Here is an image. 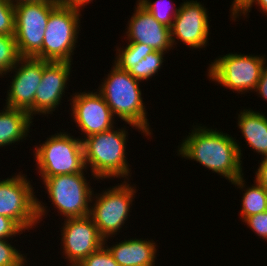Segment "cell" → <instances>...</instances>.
<instances>
[{
  "label": "cell",
  "instance_id": "6da1fadb",
  "mask_svg": "<svg viewBox=\"0 0 267 266\" xmlns=\"http://www.w3.org/2000/svg\"><path fill=\"white\" fill-rule=\"evenodd\" d=\"M194 159L226 177L232 184L245 187L241 168V150L230 135L198 126L183 140L178 154Z\"/></svg>",
  "mask_w": 267,
  "mask_h": 266
},
{
  "label": "cell",
  "instance_id": "7a4b0ae2",
  "mask_svg": "<svg viewBox=\"0 0 267 266\" xmlns=\"http://www.w3.org/2000/svg\"><path fill=\"white\" fill-rule=\"evenodd\" d=\"M140 80L134 78L128 71L120 69L116 64L102 82L99 93L103 96L114 116L118 115L127 124L150 135L146 110L139 88Z\"/></svg>",
  "mask_w": 267,
  "mask_h": 266
},
{
  "label": "cell",
  "instance_id": "3957f363",
  "mask_svg": "<svg viewBox=\"0 0 267 266\" xmlns=\"http://www.w3.org/2000/svg\"><path fill=\"white\" fill-rule=\"evenodd\" d=\"M126 134L125 129L115 131L113 127L82 140L84 163L90 165L94 178H124L130 174L125 159Z\"/></svg>",
  "mask_w": 267,
  "mask_h": 266
},
{
  "label": "cell",
  "instance_id": "277c9868",
  "mask_svg": "<svg viewBox=\"0 0 267 266\" xmlns=\"http://www.w3.org/2000/svg\"><path fill=\"white\" fill-rule=\"evenodd\" d=\"M35 158L41 177L67 175L84 172L82 139H75L67 133L52 135L35 148Z\"/></svg>",
  "mask_w": 267,
  "mask_h": 266
},
{
  "label": "cell",
  "instance_id": "5b68a950",
  "mask_svg": "<svg viewBox=\"0 0 267 266\" xmlns=\"http://www.w3.org/2000/svg\"><path fill=\"white\" fill-rule=\"evenodd\" d=\"M79 17V11L58 4L49 15L42 49L34 57L44 61L71 63L79 32Z\"/></svg>",
  "mask_w": 267,
  "mask_h": 266
},
{
  "label": "cell",
  "instance_id": "8992f818",
  "mask_svg": "<svg viewBox=\"0 0 267 266\" xmlns=\"http://www.w3.org/2000/svg\"><path fill=\"white\" fill-rule=\"evenodd\" d=\"M33 193L23 175L0 181V215L12 219L22 230L32 228L46 214Z\"/></svg>",
  "mask_w": 267,
  "mask_h": 266
},
{
  "label": "cell",
  "instance_id": "52a82bcc",
  "mask_svg": "<svg viewBox=\"0 0 267 266\" xmlns=\"http://www.w3.org/2000/svg\"><path fill=\"white\" fill-rule=\"evenodd\" d=\"M58 1L23 2L15 7V41L21 57H34L41 49L51 11Z\"/></svg>",
  "mask_w": 267,
  "mask_h": 266
},
{
  "label": "cell",
  "instance_id": "ba28073f",
  "mask_svg": "<svg viewBox=\"0 0 267 266\" xmlns=\"http://www.w3.org/2000/svg\"><path fill=\"white\" fill-rule=\"evenodd\" d=\"M265 62L262 56L229 53L212 62L208 76L222 86L245 93L256 89Z\"/></svg>",
  "mask_w": 267,
  "mask_h": 266
},
{
  "label": "cell",
  "instance_id": "9c48e42d",
  "mask_svg": "<svg viewBox=\"0 0 267 266\" xmlns=\"http://www.w3.org/2000/svg\"><path fill=\"white\" fill-rule=\"evenodd\" d=\"M83 172L42 177L52 203L67 218L90 215L92 192Z\"/></svg>",
  "mask_w": 267,
  "mask_h": 266
},
{
  "label": "cell",
  "instance_id": "30bf717a",
  "mask_svg": "<svg viewBox=\"0 0 267 266\" xmlns=\"http://www.w3.org/2000/svg\"><path fill=\"white\" fill-rule=\"evenodd\" d=\"M125 183V184H124ZM122 185L114 186L100 196L90 209V217L97 226L99 233L105 239L108 236L117 234L124 225L130 205L133 202V195L136 192L130 184L125 181Z\"/></svg>",
  "mask_w": 267,
  "mask_h": 266
},
{
  "label": "cell",
  "instance_id": "8fae6325",
  "mask_svg": "<svg viewBox=\"0 0 267 266\" xmlns=\"http://www.w3.org/2000/svg\"><path fill=\"white\" fill-rule=\"evenodd\" d=\"M62 242L64 255L70 266H77L91 253L105 245V241L90 216L64 219Z\"/></svg>",
  "mask_w": 267,
  "mask_h": 266
},
{
  "label": "cell",
  "instance_id": "7c38bea8",
  "mask_svg": "<svg viewBox=\"0 0 267 266\" xmlns=\"http://www.w3.org/2000/svg\"><path fill=\"white\" fill-rule=\"evenodd\" d=\"M13 69L18 70L12 78L5 107L24 110L32 117L34 97L43 74V60L21 57Z\"/></svg>",
  "mask_w": 267,
  "mask_h": 266
},
{
  "label": "cell",
  "instance_id": "4fadbf2b",
  "mask_svg": "<svg viewBox=\"0 0 267 266\" xmlns=\"http://www.w3.org/2000/svg\"><path fill=\"white\" fill-rule=\"evenodd\" d=\"M170 32L172 46L175 43V37L192 48L206 46L209 34L206 8L197 1L182 3L173 20Z\"/></svg>",
  "mask_w": 267,
  "mask_h": 266
},
{
  "label": "cell",
  "instance_id": "5bb4252c",
  "mask_svg": "<svg viewBox=\"0 0 267 266\" xmlns=\"http://www.w3.org/2000/svg\"><path fill=\"white\" fill-rule=\"evenodd\" d=\"M98 92L76 93L72 101L75 123L87 137L112 129L113 114L103 96Z\"/></svg>",
  "mask_w": 267,
  "mask_h": 266
},
{
  "label": "cell",
  "instance_id": "9a60e30c",
  "mask_svg": "<svg viewBox=\"0 0 267 266\" xmlns=\"http://www.w3.org/2000/svg\"><path fill=\"white\" fill-rule=\"evenodd\" d=\"M70 66L69 62L43 60V74L34 97V114H49L60 104L67 87Z\"/></svg>",
  "mask_w": 267,
  "mask_h": 266
},
{
  "label": "cell",
  "instance_id": "2e32d148",
  "mask_svg": "<svg viewBox=\"0 0 267 266\" xmlns=\"http://www.w3.org/2000/svg\"><path fill=\"white\" fill-rule=\"evenodd\" d=\"M135 9L126 32L129 42L142 43L161 52L171 49L170 28L158 22L139 2Z\"/></svg>",
  "mask_w": 267,
  "mask_h": 266
},
{
  "label": "cell",
  "instance_id": "e0dca14e",
  "mask_svg": "<svg viewBox=\"0 0 267 266\" xmlns=\"http://www.w3.org/2000/svg\"><path fill=\"white\" fill-rule=\"evenodd\" d=\"M155 242L130 239L121 241L107 249L120 266H154L156 256Z\"/></svg>",
  "mask_w": 267,
  "mask_h": 266
},
{
  "label": "cell",
  "instance_id": "ac0fdd59",
  "mask_svg": "<svg viewBox=\"0 0 267 266\" xmlns=\"http://www.w3.org/2000/svg\"><path fill=\"white\" fill-rule=\"evenodd\" d=\"M238 126L246 143L256 152L267 157V118L253 110H243L238 115Z\"/></svg>",
  "mask_w": 267,
  "mask_h": 266
},
{
  "label": "cell",
  "instance_id": "d6986e66",
  "mask_svg": "<svg viewBox=\"0 0 267 266\" xmlns=\"http://www.w3.org/2000/svg\"><path fill=\"white\" fill-rule=\"evenodd\" d=\"M0 112V147L25 138L33 117L24 110L6 107Z\"/></svg>",
  "mask_w": 267,
  "mask_h": 266
},
{
  "label": "cell",
  "instance_id": "ffe728a7",
  "mask_svg": "<svg viewBox=\"0 0 267 266\" xmlns=\"http://www.w3.org/2000/svg\"><path fill=\"white\" fill-rule=\"evenodd\" d=\"M249 187L242 197V219L267 211V191L257 181Z\"/></svg>",
  "mask_w": 267,
  "mask_h": 266
},
{
  "label": "cell",
  "instance_id": "44dd1931",
  "mask_svg": "<svg viewBox=\"0 0 267 266\" xmlns=\"http://www.w3.org/2000/svg\"><path fill=\"white\" fill-rule=\"evenodd\" d=\"M118 56L114 64H116L120 69L130 71L132 68L138 64L139 61L144 59L149 53L154 50L145 44L129 42L124 49L118 50Z\"/></svg>",
  "mask_w": 267,
  "mask_h": 266
},
{
  "label": "cell",
  "instance_id": "7402d4cb",
  "mask_svg": "<svg viewBox=\"0 0 267 266\" xmlns=\"http://www.w3.org/2000/svg\"><path fill=\"white\" fill-rule=\"evenodd\" d=\"M20 58L15 36L0 34V76L12 71Z\"/></svg>",
  "mask_w": 267,
  "mask_h": 266
},
{
  "label": "cell",
  "instance_id": "603a6c76",
  "mask_svg": "<svg viewBox=\"0 0 267 266\" xmlns=\"http://www.w3.org/2000/svg\"><path fill=\"white\" fill-rule=\"evenodd\" d=\"M164 52L156 51L149 53L144 59L138 62L129 73L138 80H147L154 76L163 63Z\"/></svg>",
  "mask_w": 267,
  "mask_h": 266
},
{
  "label": "cell",
  "instance_id": "cb8c5ba5",
  "mask_svg": "<svg viewBox=\"0 0 267 266\" xmlns=\"http://www.w3.org/2000/svg\"><path fill=\"white\" fill-rule=\"evenodd\" d=\"M139 4L147 10L158 22L161 24L171 28L173 24V20L178 13V9H174L173 11H169L170 8L168 2H164V0H156L151 3L149 0H138ZM166 3V4H164ZM171 12V13H170ZM173 13V14H172ZM173 15V17H172Z\"/></svg>",
  "mask_w": 267,
  "mask_h": 266
},
{
  "label": "cell",
  "instance_id": "d4e9b609",
  "mask_svg": "<svg viewBox=\"0 0 267 266\" xmlns=\"http://www.w3.org/2000/svg\"><path fill=\"white\" fill-rule=\"evenodd\" d=\"M0 34L15 36V7L7 0H0Z\"/></svg>",
  "mask_w": 267,
  "mask_h": 266
},
{
  "label": "cell",
  "instance_id": "484cf974",
  "mask_svg": "<svg viewBox=\"0 0 267 266\" xmlns=\"http://www.w3.org/2000/svg\"><path fill=\"white\" fill-rule=\"evenodd\" d=\"M77 266H120V265L116 263L110 251L103 245L97 251L91 253L87 258L83 259Z\"/></svg>",
  "mask_w": 267,
  "mask_h": 266
},
{
  "label": "cell",
  "instance_id": "4316f807",
  "mask_svg": "<svg viewBox=\"0 0 267 266\" xmlns=\"http://www.w3.org/2000/svg\"><path fill=\"white\" fill-rule=\"evenodd\" d=\"M6 240L0 239V266H18L22 261L26 262L23 255Z\"/></svg>",
  "mask_w": 267,
  "mask_h": 266
},
{
  "label": "cell",
  "instance_id": "83f0119b",
  "mask_svg": "<svg viewBox=\"0 0 267 266\" xmlns=\"http://www.w3.org/2000/svg\"><path fill=\"white\" fill-rule=\"evenodd\" d=\"M244 222L257 233L258 236L267 240V211L251 215Z\"/></svg>",
  "mask_w": 267,
  "mask_h": 266
},
{
  "label": "cell",
  "instance_id": "f1b7e54d",
  "mask_svg": "<svg viewBox=\"0 0 267 266\" xmlns=\"http://www.w3.org/2000/svg\"><path fill=\"white\" fill-rule=\"evenodd\" d=\"M256 3L260 6V9L263 10L264 13L267 15V0H238L233 6H232V17L235 20L238 14L241 13L245 16L248 11L251 9L253 3Z\"/></svg>",
  "mask_w": 267,
  "mask_h": 266
},
{
  "label": "cell",
  "instance_id": "f546056e",
  "mask_svg": "<svg viewBox=\"0 0 267 266\" xmlns=\"http://www.w3.org/2000/svg\"><path fill=\"white\" fill-rule=\"evenodd\" d=\"M23 230L10 218L0 215V239H9Z\"/></svg>",
  "mask_w": 267,
  "mask_h": 266
},
{
  "label": "cell",
  "instance_id": "4dcf8cb0",
  "mask_svg": "<svg viewBox=\"0 0 267 266\" xmlns=\"http://www.w3.org/2000/svg\"><path fill=\"white\" fill-rule=\"evenodd\" d=\"M267 191V157L263 158L256 172V180Z\"/></svg>",
  "mask_w": 267,
  "mask_h": 266
},
{
  "label": "cell",
  "instance_id": "1f68e13d",
  "mask_svg": "<svg viewBox=\"0 0 267 266\" xmlns=\"http://www.w3.org/2000/svg\"><path fill=\"white\" fill-rule=\"evenodd\" d=\"M259 94L267 100V66L262 69L260 80L255 89Z\"/></svg>",
  "mask_w": 267,
  "mask_h": 266
},
{
  "label": "cell",
  "instance_id": "d6a6232c",
  "mask_svg": "<svg viewBox=\"0 0 267 266\" xmlns=\"http://www.w3.org/2000/svg\"><path fill=\"white\" fill-rule=\"evenodd\" d=\"M90 1H92V0H58V3L60 5L69 7L71 9H73V10H76V11H79L80 12V9L79 8L85 6Z\"/></svg>",
  "mask_w": 267,
  "mask_h": 266
},
{
  "label": "cell",
  "instance_id": "836d02e7",
  "mask_svg": "<svg viewBox=\"0 0 267 266\" xmlns=\"http://www.w3.org/2000/svg\"><path fill=\"white\" fill-rule=\"evenodd\" d=\"M7 1L13 5H16L23 2H46V1H58V0H7Z\"/></svg>",
  "mask_w": 267,
  "mask_h": 266
},
{
  "label": "cell",
  "instance_id": "e575fe53",
  "mask_svg": "<svg viewBox=\"0 0 267 266\" xmlns=\"http://www.w3.org/2000/svg\"><path fill=\"white\" fill-rule=\"evenodd\" d=\"M25 265V262L22 261L18 266H24Z\"/></svg>",
  "mask_w": 267,
  "mask_h": 266
}]
</instances>
